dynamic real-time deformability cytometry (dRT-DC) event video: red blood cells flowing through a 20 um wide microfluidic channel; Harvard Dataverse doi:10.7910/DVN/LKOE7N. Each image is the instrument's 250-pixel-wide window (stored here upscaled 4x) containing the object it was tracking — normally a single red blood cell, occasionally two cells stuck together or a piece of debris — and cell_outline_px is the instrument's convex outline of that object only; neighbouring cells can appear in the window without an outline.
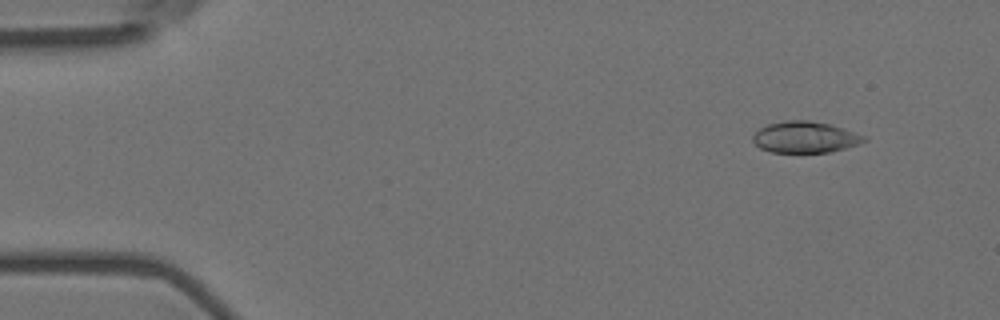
{"species": "Egyptian fruit bat (a non-hibernating species)", "species_latin": "Rousettus aegyptiacus", "temperature_condition": "room temperature", "stored_images_in_passage": 17, "camera_frame_rate_fps": 3000, "um_per_image_px": 0.085, "animal": {"sex": "female"}, "frame": {"image": 1, "passage_image": 5, "time_ms": 1.333, "image_size_px": [1000, 320], "cell_outline_px": [[868, 140], [844, 148], [828, 152], [772, 152], [760, 148], [752, 140], [752, 136], [760, 128], [768, 124], [784, 120], [808, 120], [832, 124], [864, 136]], "centroid_in_image_um": [68.4, 11.64], "position_along_channel_um": 16.6, "area_um2": 20.11}}
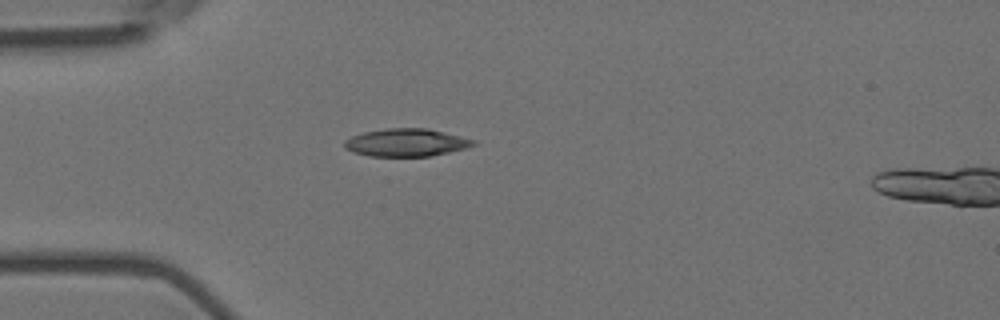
{"frame": {"image": 2, "passage_image": 15, "time_ms": 4.667, "image_size_px": [1000, 320], "cell_outline_px": [[476, 144], [464, 148], [448, 152], [428, 156], [368, 156], [352, 152], [344, 148], [344, 140], [352, 136], [364, 132], [388, 128], [424, 128], [460, 136], [476, 140]], "centroid_in_image_um": [34.48, 12.12], "position_along_channel_um": 50.5, "area_um2": 20.63}}